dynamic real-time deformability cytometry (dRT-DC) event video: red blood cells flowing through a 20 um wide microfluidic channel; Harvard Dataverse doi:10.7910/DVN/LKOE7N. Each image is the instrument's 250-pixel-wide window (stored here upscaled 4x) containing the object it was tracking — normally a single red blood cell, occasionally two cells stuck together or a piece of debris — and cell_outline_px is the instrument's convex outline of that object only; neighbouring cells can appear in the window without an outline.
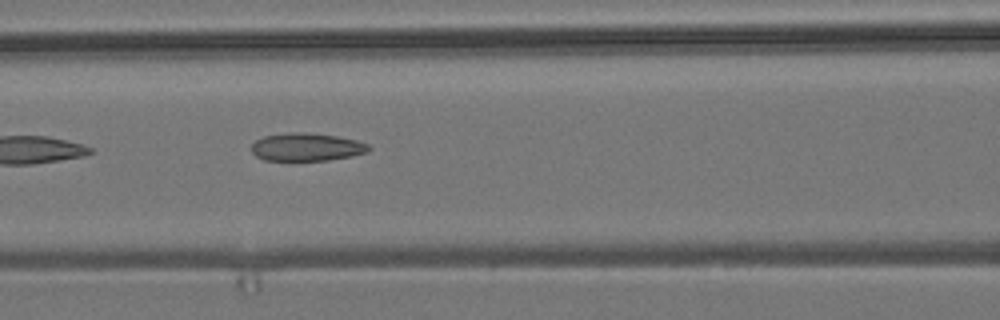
{"species": "common noctule bat (a hibernating species)", "species_latin": "Nyctalus noctula", "temperature_condition": "room temperature", "stored_images_in_passage": 6, "camera_frame_rate_fps": 3000, "um_per_image_px": 0.085, "animal": {"sex": "male", "body_mass_g": 19.2, "forearm_length_mm": 51.8}, "frame": {"image": 1, "passage_image": 6, "time_ms": 6.667, "image_size_px": [1000, 320], "cell_outline_px": [[372, 148], [368, 152], [352, 156], [328, 160], [264, 160], [256, 156], [252, 152], [252, 144], [256, 140], [264, 136], [292, 132], [300, 132], [336, 136], [356, 140], [368, 144]], "centroid_in_image_um": [26.08, 12.5], "position_along_channel_um": 140.5, "area_um2": 18.96}}